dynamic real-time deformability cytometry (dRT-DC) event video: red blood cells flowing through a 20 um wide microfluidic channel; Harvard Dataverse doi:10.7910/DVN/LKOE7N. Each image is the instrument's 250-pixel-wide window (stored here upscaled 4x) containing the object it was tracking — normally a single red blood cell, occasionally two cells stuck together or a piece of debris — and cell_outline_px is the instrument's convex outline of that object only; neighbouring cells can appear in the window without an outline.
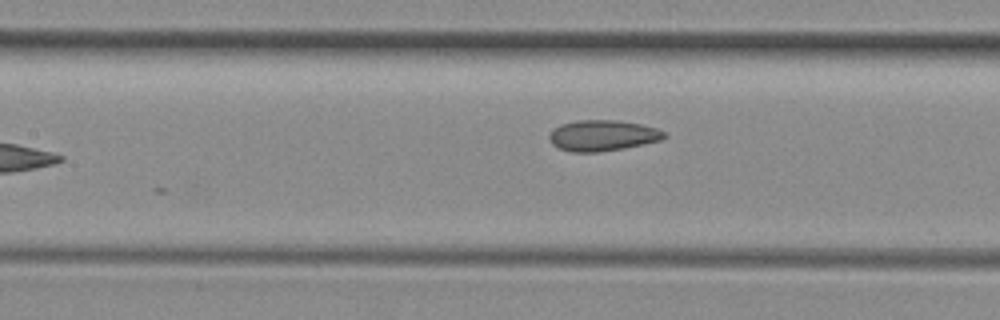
{"species": "common noctule bat (a hibernating species)", "species_latin": "Nyctalus noctula", "temperature_condition": "room temperature", "stored_images_in_passage": 9, "segment_of_instrument_passage": [1, 2], "camera_frame_rate_fps": 3000, "um_per_image_px": 0.085, "animal": {"sex": "female", "body_mass_g": 29.2, "forearm_length_mm": 56.3}, "frame": {"image": 1, "passage_image": 8, "time_ms": 8.667, "image_size_px": [1000, 320], "cell_outline_px": [[664, 136], [660, 140], [644, 144], [624, 148], [600, 152], [572, 152], [560, 148], [552, 144], [548, 136], [560, 124], [576, 120], [620, 120], [640, 124], [656, 128], [664, 132]], "centroid_in_image_um": [51.2, 11.51], "position_along_channel_um": 156.2, "area_um2": 20.52}}